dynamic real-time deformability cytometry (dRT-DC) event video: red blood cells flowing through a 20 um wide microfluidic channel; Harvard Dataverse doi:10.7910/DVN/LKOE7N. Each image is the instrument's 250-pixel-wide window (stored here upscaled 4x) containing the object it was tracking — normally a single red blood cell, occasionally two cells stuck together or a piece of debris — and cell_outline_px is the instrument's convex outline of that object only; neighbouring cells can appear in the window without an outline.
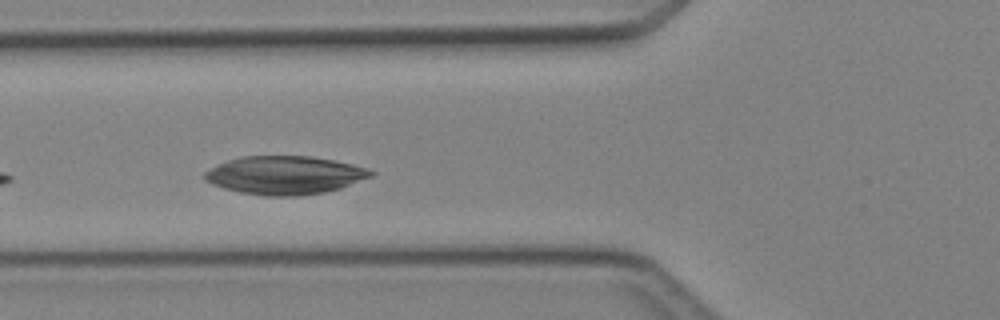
{"species": "Egyptian fruit bat (a non-hibernating species)", "species_latin": "Rousettus aegyptiacus", "temperature_condition": "cold", "stored_images_in_passage": 6, "camera_frame_rate_fps": 3000, "um_per_image_px": 0.085, "animal": {"sex": "female"}, "frame": {"image": 1, "passage_image": 4, "time_ms": 3.333, "image_size_px": [1000, 320], "cell_outline_px": [[376, 172], [372, 176], [340, 188], [324, 192], [300, 196], [264, 196], [240, 192], [224, 188], [212, 184], [204, 180], [204, 172], [216, 164], [240, 156], [312, 156], [352, 164], [368, 168]], "centroid_in_image_um": [24.19, 14.89], "position_along_channel_um": 101.6, "area_um2": 37.22}}
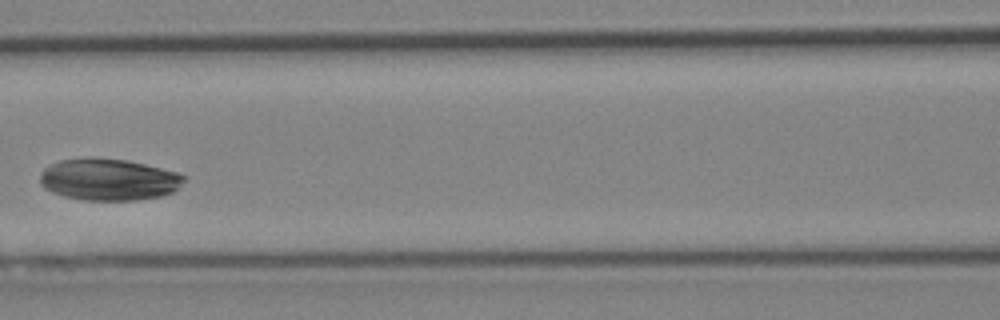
{"frame": {"image": 2, "passage_image": 5, "time_ms": 4.667, "image_size_px": [1000, 320], "cell_outline_px": [[188, 176], [172, 192], [160, 196], [140, 200], [84, 200], [64, 196], [52, 192], [44, 188], [40, 184], [40, 176], [44, 168], [60, 160], [84, 156], [88, 156], [128, 160], [176, 172]], "centroid_in_image_um": [9.2, 15.24], "position_along_channel_um": 157.4, "area_um2": 35.26}}
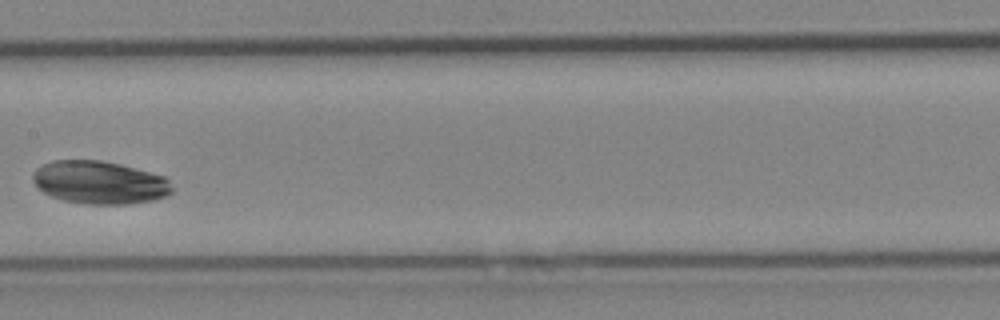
{"frame": {"image": 3, "passage_image": 6, "time_ms": 5.667, "image_size_px": [1000, 320], "cell_outline_px": [[172, 192], [168, 196], [152, 200], [128, 204], [84, 204], [64, 200], [52, 196], [44, 192], [32, 180], [32, 172], [36, 168], [52, 160], [100, 160], [120, 164], [164, 176], [168, 180], [172, 188]], "centroid_in_image_um": [8.46, 15.51], "position_along_channel_um": 198.9, "area_um2": 34.8}}